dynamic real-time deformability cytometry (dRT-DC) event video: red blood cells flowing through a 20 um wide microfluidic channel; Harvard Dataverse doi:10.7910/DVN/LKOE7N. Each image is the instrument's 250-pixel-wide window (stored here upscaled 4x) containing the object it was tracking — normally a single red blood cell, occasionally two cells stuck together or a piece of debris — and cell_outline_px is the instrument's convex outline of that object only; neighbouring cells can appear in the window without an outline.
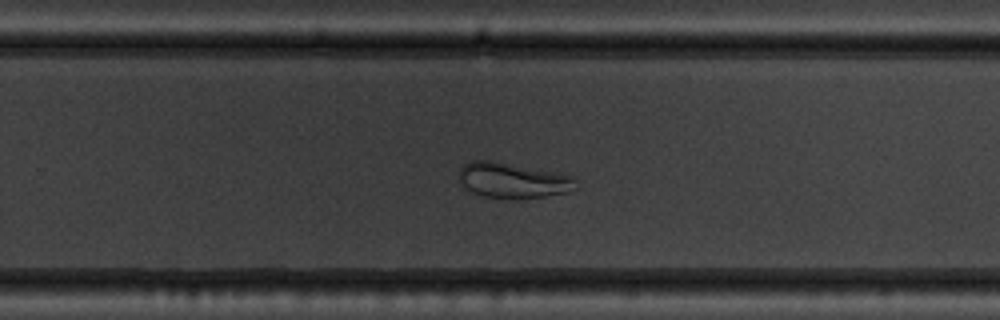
{"species": "common noctule bat (a hibernating species)", "species_latin": "Nyctalus noctula", "temperature_condition": "warm", "stored_images_in_passage": 50, "camera_frame_rate_fps": 3000, "um_per_image_px": 0.085, "animal": {"sex": "male", "body_mass_g": 19.5, "forearm_length_mm": 54.6}, "frame": {"image": 1, "passage_image": 31, "time_ms": 10.0, "image_size_px": [1000, 320], "cell_outline_px": [[576, 188], [568, 192], [544, 196], [516, 200], [504, 200], [480, 196], [464, 188], [460, 184], [460, 168], [464, 164], [472, 160], [492, 160], [572, 176], [576, 180]], "centroid_in_image_um": [43.54, 15.36], "position_along_channel_um": 286.3, "area_um2": 24.39}}
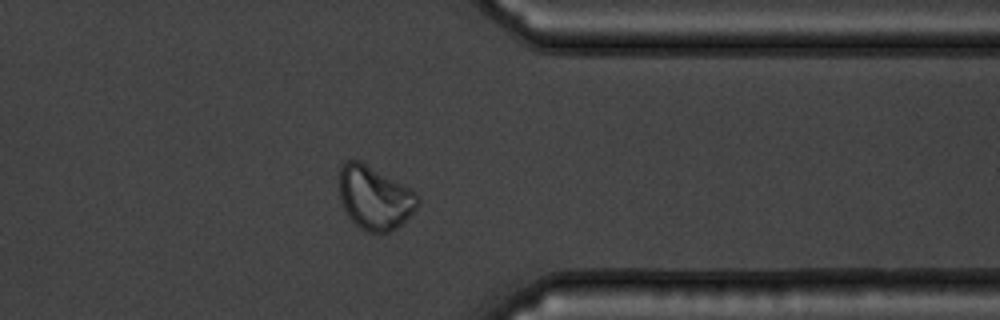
{"frame": {"image": 2, "passage_image": 39, "time_ms": 12.667, "image_size_px": [1000, 320], "cell_outline_px": [[420, 204], [396, 228], [388, 232], [368, 232], [360, 228], [348, 216], [340, 200], [340, 168], [348, 160], [360, 160], [416, 192], [420, 196]], "centroid_in_image_um": [31.85, 16.81], "position_along_channel_um": 379.6, "area_um2": 28.67}}
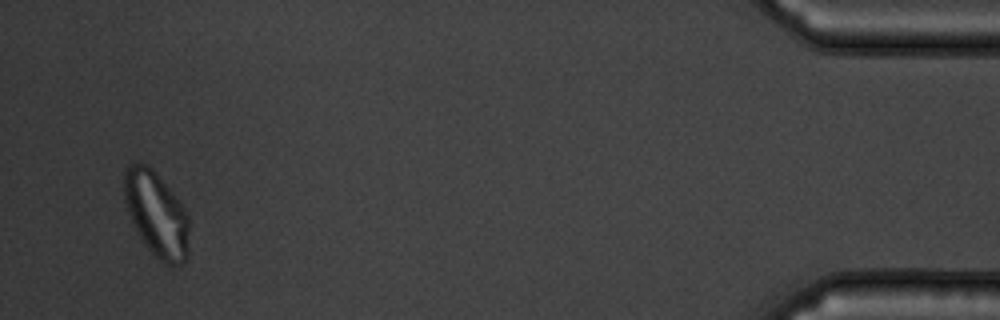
{"frame": {"image": 3, "passage_image": 48, "time_ms": 15.667, "image_size_px": [1000, 320], "cell_outline_px": [[188, 252], [184, 264], [164, 264], [144, 244], [128, 212], [124, 200], [124, 172], [128, 164], [148, 164], [152, 168], [176, 196], [184, 208], [188, 216]], "centroid_in_image_um": [13.3, 18.19], "position_along_channel_um": 421.9, "area_um2": 31.91}}